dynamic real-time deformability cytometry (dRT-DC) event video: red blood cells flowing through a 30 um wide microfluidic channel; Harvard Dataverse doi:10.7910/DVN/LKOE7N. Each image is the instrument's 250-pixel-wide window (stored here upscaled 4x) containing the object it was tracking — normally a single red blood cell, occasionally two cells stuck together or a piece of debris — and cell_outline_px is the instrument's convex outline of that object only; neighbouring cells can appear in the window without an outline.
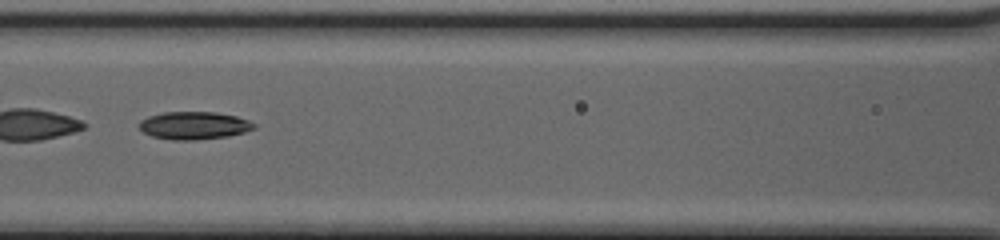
{"species": "common noctule bat (a hibernating species)", "species_latin": "Nyctalus noctula", "temperature_condition": "cold", "stored_images_in_passage": 52, "segment_of_instrument_passage": [2, 2], "camera_frame_rate_fps": 3000, "um_per_image_px": 0.085, "animal": {"sex": "female", "body_mass_g": 20.0, "forearm_length_mm": 54.0}, "frame": {"image": 1, "passage_image": 27, "time_ms": 8.667, "image_size_px": [1000, 240], "cell_outline_px": [[256, 128], [244, 132], [228, 136], [196, 140], [172, 140], [152, 136], [144, 132], [140, 128], [140, 120], [148, 116], [164, 112], [216, 112], [236, 116], [248, 120], [256, 124]], "centroid_in_image_um": [16.51, 10.66], "position_along_channel_um": 150.1, "area_um2": 18.55}}
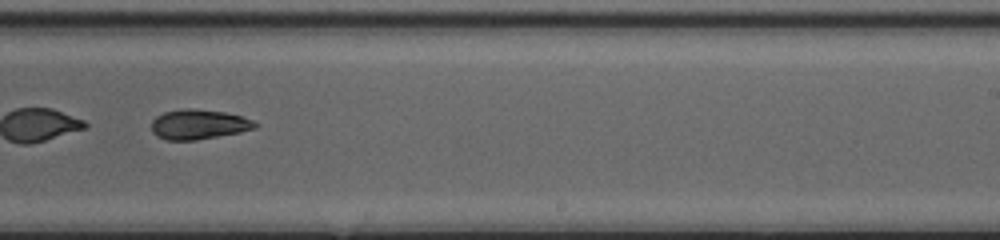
{"frame": {"image": 2, "passage_image": 36, "time_ms": 11.667, "image_size_px": [1000, 240], "cell_outline_px": [[260, 124], [256, 128], [240, 132], [196, 140], [164, 140], [156, 136], [152, 132], [152, 120], [156, 116], [164, 112], [180, 108], [196, 108], [224, 112], [240, 116], [252, 120]], "centroid_in_image_um": [16.86, 10.57], "position_along_channel_um": 272.1, "area_um2": 18.21}}
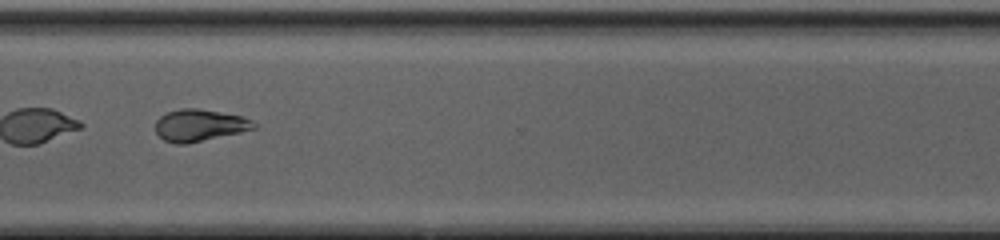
{"frame": {"image": 3, "passage_image": 42, "time_ms": 13.667, "image_size_px": [1000, 240], "cell_outline_px": [[256, 128], [240, 132], [184, 144], [176, 144], [164, 140], [156, 132], [156, 120], [160, 116], [168, 112], [180, 108], [196, 108], [220, 112], [240, 116], [252, 120], [256, 124]], "centroid_in_image_um": [16.94, 10.64], "position_along_channel_um": 353.7, "area_um2": 18.03}}